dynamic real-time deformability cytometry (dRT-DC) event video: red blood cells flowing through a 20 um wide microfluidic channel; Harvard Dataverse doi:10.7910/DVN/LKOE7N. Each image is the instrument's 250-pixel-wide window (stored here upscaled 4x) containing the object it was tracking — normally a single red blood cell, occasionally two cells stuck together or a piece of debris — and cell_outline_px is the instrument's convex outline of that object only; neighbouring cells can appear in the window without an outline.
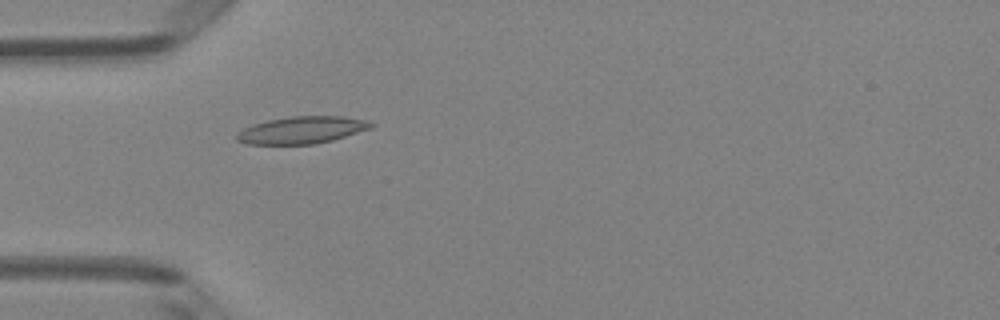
{"species": "Egyptian fruit bat (a non-hibernating species)", "species_latin": "Rousettus aegyptiacus", "temperature_condition": "room temperature", "stored_images_in_passage": 4, "camera_frame_rate_fps": 3000, "um_per_image_px": 0.085, "animal": {"sex": "female"}, "frame": {"image": 1, "passage_image": 4, "time_ms": 4.333, "image_size_px": [1000, 320], "cell_outline_px": [[376, 124], [372, 128], [332, 140], [316, 144], [248, 144], [236, 140], [236, 132], [252, 124], [268, 120], [288, 116], [344, 116], [368, 120]], "centroid_in_image_um": [25.67, 11.04], "position_along_channel_um": 59.3, "area_um2": 21.44}}